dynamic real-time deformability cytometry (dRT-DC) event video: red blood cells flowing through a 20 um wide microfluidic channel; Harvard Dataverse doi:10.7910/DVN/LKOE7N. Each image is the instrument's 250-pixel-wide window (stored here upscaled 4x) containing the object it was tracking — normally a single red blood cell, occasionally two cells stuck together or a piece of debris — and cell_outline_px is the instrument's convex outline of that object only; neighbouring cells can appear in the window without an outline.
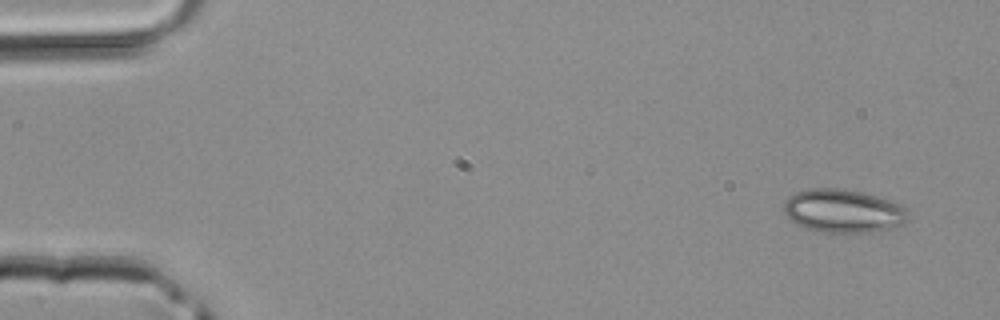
{"species": "common noctule bat (a hibernating species)", "species_latin": "Nyctalus noctula", "temperature_condition": "room temperature", "stored_images_in_passage": 3, "camera_frame_rate_fps": 3000, "um_per_image_px": 0.085, "animal": {"sex": "male", "body_mass_g": 20.4}, "frame": {"image": 1, "passage_image": 1, "time_ms": 0.0, "image_size_px": [1000, 320], "cell_outline_px": [[908, 220], [904, 224], [892, 228], [868, 232], [824, 232], [808, 228], [792, 220], [784, 212], [784, 200], [788, 196], [796, 192], [808, 188], [844, 188], [892, 200], [904, 204], [908, 212]], "centroid_in_image_um": [71.72, 17.91], "position_along_channel_um": 13.3, "area_um2": 31.5}}